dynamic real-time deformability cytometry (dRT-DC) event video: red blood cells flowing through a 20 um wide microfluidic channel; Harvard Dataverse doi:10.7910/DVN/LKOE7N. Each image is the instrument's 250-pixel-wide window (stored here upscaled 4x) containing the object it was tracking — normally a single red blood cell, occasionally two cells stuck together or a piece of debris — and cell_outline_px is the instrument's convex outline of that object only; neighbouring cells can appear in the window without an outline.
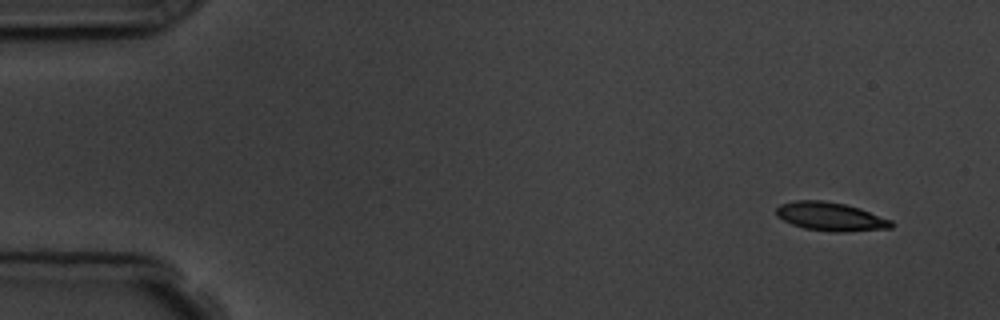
{"species": "common noctule bat (a hibernating species)", "species_latin": "Nyctalus noctula", "temperature_condition": "room temperature", "stored_images_in_passage": 5, "camera_frame_rate_fps": 3000, "um_per_image_px": 0.085, "animal": {"sex": "male", "body_mass_g": 19.5, "forearm_length_mm": 54.6}, "frame": {"image": 1, "passage_image": 1, "time_ms": 0.0, "image_size_px": [1000, 320], "cell_outline_px": [[892, 228], [844, 232], [832, 232], [804, 228], [792, 224], [776, 216], [776, 208], [780, 204], [796, 200], [824, 200], [844, 204], [860, 208], [892, 220]], "centroid_in_image_um": [70.59, 18.41], "position_along_channel_um": 14.4, "area_um2": 19.19}}
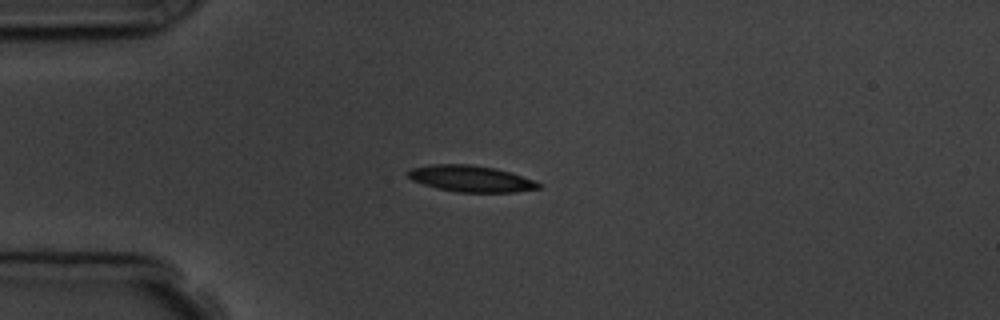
{"frame": {"image": 2, "passage_image": 4, "time_ms": 3.333, "image_size_px": [1000, 320], "cell_outline_px": [[540, 188], [516, 192], [456, 192], [436, 188], [412, 180], [408, 176], [408, 172], [412, 168], [432, 164], [468, 164], [496, 168], [532, 180], [540, 184]], "centroid_in_image_um": [39.99, 15.19], "position_along_channel_um": 45.0, "area_um2": 19.77}}